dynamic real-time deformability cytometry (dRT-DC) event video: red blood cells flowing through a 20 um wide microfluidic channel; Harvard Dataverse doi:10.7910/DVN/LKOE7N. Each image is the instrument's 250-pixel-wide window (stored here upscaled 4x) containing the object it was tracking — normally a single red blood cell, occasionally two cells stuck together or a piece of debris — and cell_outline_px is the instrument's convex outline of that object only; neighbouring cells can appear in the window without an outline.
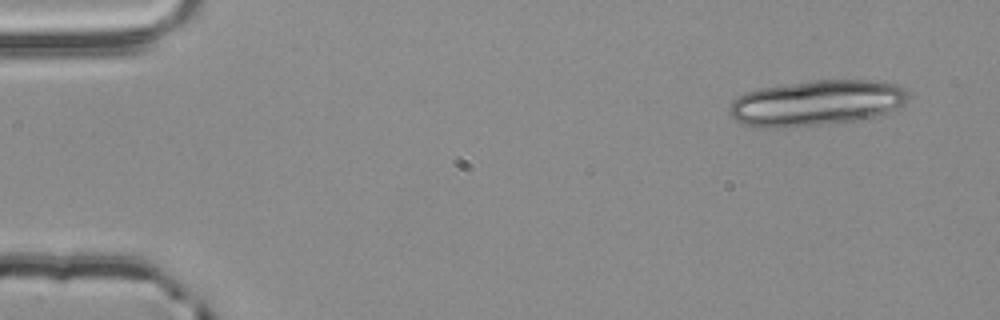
{"species": "common noctule bat (a hibernating species)", "species_latin": "Nyctalus noctula", "temperature_condition": "room temperature", "stored_images_in_passage": 16, "camera_frame_rate_fps": 3000, "um_per_image_px": 0.085, "animal": {"sex": "male", "body_mass_g": 20.4}, "frame": {"image": 1, "passage_image": 1, "time_ms": 0.0, "image_size_px": [1000, 320], "cell_outline_px": [[912, 96], [904, 104], [888, 112], [872, 116], [852, 120], [820, 124], [780, 128], [752, 128], [736, 120], [728, 112], [728, 108], [732, 100], [748, 92], [760, 88], [812, 80], [868, 80], [896, 84], [904, 88]], "centroid_in_image_um": [69.37, 8.75], "position_along_channel_um": 15.6, "area_um2": 47.34}}